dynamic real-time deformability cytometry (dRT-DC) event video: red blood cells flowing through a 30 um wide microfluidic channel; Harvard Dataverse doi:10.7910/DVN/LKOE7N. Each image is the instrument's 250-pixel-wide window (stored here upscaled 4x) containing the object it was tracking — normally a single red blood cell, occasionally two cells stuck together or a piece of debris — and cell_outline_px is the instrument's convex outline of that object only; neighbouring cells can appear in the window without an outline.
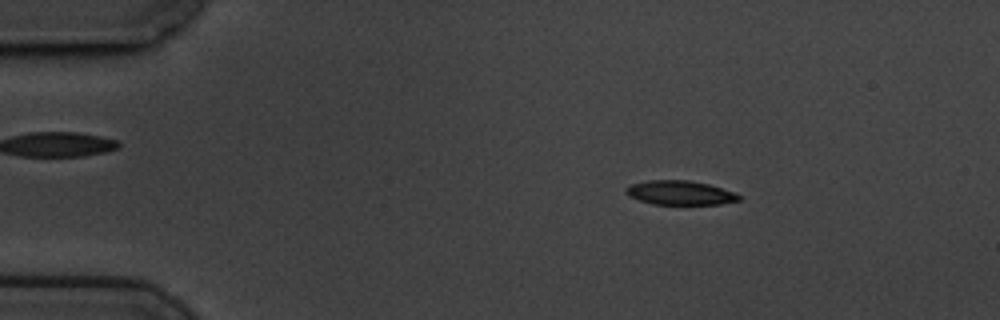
{"species": "common noctule bat (a hibernating species)", "species_latin": "Nyctalus noctula", "temperature_condition": "cold", "stored_images_in_passage": 58, "camera_frame_rate_fps": 3000, "um_per_image_px": 0.085, "animal": {"sex": "male", "body_mass_g": 19.5, "forearm_length_mm": 54.6}, "frame": {"image": 1, "passage_image": 9, "time_ms": 2.667, "image_size_px": [1000, 320], "cell_outline_px": [[740, 200], [720, 204], [652, 204], [628, 196], [624, 192], [624, 188], [632, 184], [648, 180], [688, 180], [708, 184], [736, 192], [740, 196]], "centroid_in_image_um": [57.79, 16.38], "position_along_channel_um": 27.2, "area_um2": 15.95}}
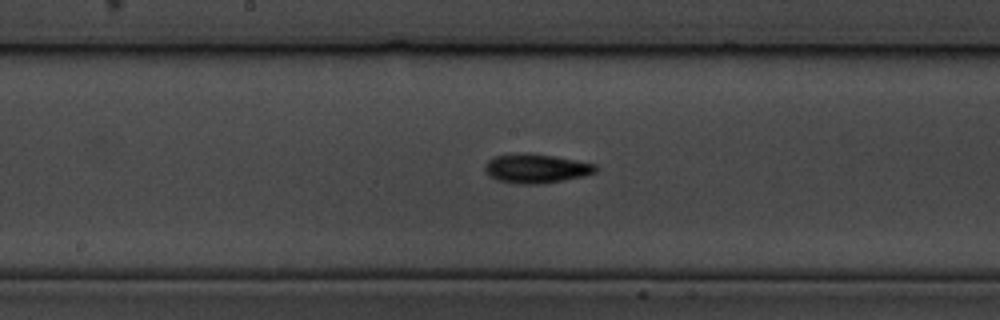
{"frame": {"image": 2, "passage_image": 30, "time_ms": 9.667, "image_size_px": [1000, 320], "cell_outline_px": [[596, 172], [584, 176], [540, 184], [520, 184], [496, 180], [488, 176], [484, 168], [484, 164], [488, 160], [496, 156], [520, 152], [528, 152], [576, 160], [596, 164]], "centroid_in_image_um": [45.53, 14.31], "position_along_channel_um": 202.7, "area_um2": 18.9}}
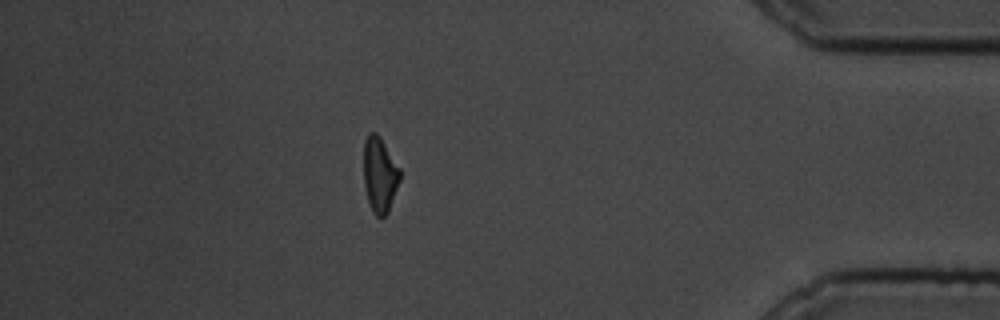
{"frame": {"image": 3, "passage_image": 51, "time_ms": 16.667, "image_size_px": [1000, 320], "cell_outline_px": [[400, 180], [388, 212], [384, 216], [376, 216], [372, 212], [368, 204], [364, 188], [364, 140], [368, 132], [376, 132], [380, 136], [400, 168]], "centroid_in_image_um": [32.26, 14.84], "position_along_channel_um": 402.9, "area_um2": 16.13}, "authors_computed_cell_mechanics": {"area_um2": 16.7042, "velocity_mm_per_s": 3.4248, "shape_relaxation_time_tau1_ms": 2.8322, "shape_relaxation_time_tau2_ms": 10.0231, "deformation_change_tau1": 0.1118, "deformation_change_tau2": 0.1828}}